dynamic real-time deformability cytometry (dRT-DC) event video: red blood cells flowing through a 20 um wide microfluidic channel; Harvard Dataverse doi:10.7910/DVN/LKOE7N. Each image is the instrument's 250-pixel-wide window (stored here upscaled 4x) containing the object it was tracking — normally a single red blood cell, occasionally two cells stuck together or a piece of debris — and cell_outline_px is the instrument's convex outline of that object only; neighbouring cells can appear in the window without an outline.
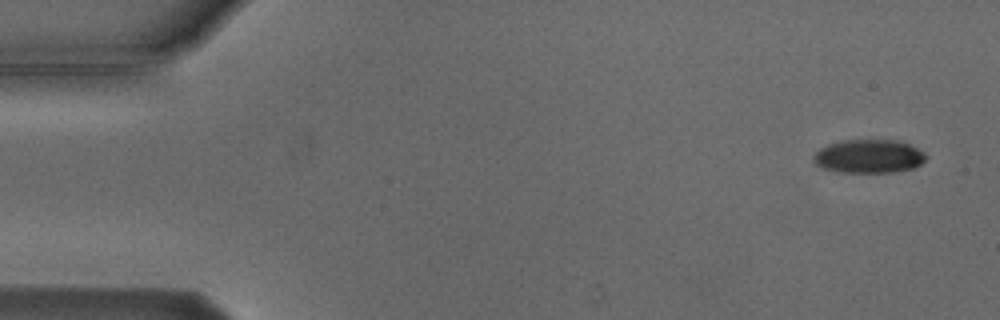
{"species": "Egyptian fruit bat (a non-hibernating species)", "species_latin": "Rousettus aegyptiacus", "temperature_condition": "cold", "stored_images_in_passage": 8, "camera_frame_rate_fps": 3000, "um_per_image_px": 0.085, "animal": {"sex": "male"}, "frame": {"image": 1, "passage_image": 1, "time_ms": 0.0, "image_size_px": [1000, 320], "cell_outline_px": [[928, 156], [920, 164], [912, 168], [892, 172], [836, 172], [820, 168], [812, 164], [812, 156], [820, 148], [828, 144], [844, 140], [900, 140], [924, 152]], "centroid_in_image_um": [73.79, 13.29], "position_along_channel_um": 11.2, "area_um2": 22.2}}
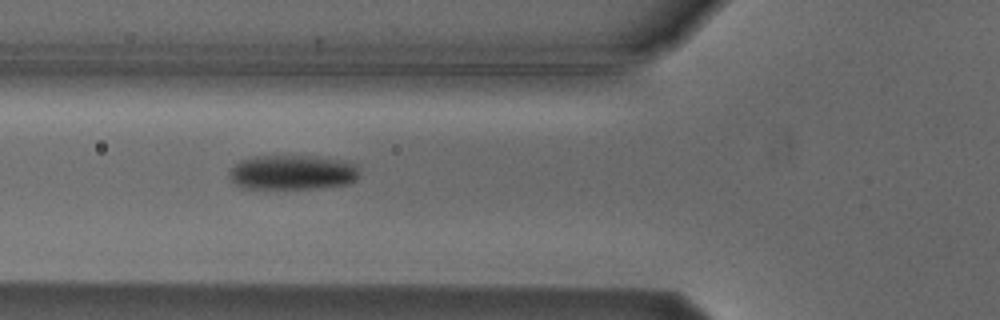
{"frame": {"image": 2, "passage_image": 6, "time_ms": 5.667, "image_size_px": [1000, 320], "cell_outline_px": [[360, 176], [356, 180], [348, 184], [316, 188], [244, 188], [236, 184], [232, 180], [228, 172], [240, 160], [256, 156], [312, 156], [340, 160], [356, 164]], "centroid_in_image_um": [24.88, 14.65], "position_along_channel_um": 100.9, "area_um2": 26.18}}
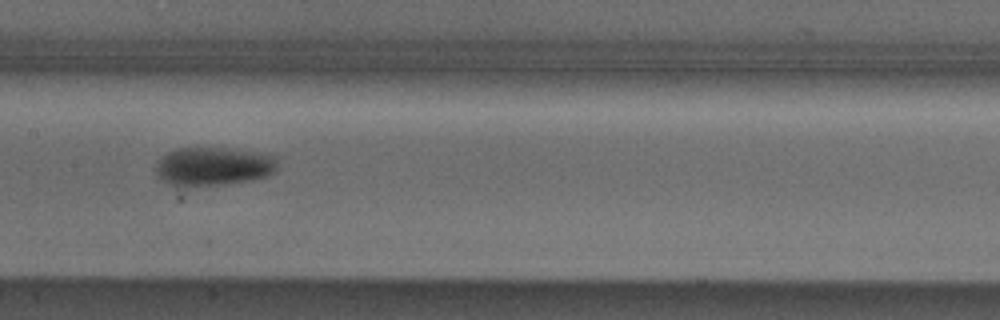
{"frame": {"image": 3, "passage_image": 8, "time_ms": 8.0, "image_size_px": [1000, 320], "cell_outline_px": [[276, 172], [268, 176], [252, 180], [228, 184], [184, 188], [176, 188], [168, 184], [156, 172], [156, 164], [168, 152], [176, 148], [224, 148], [272, 156], [276, 160]], "centroid_in_image_um": [18.09, 14.19], "position_along_channel_um": 189.3, "area_um2": 27.4}}